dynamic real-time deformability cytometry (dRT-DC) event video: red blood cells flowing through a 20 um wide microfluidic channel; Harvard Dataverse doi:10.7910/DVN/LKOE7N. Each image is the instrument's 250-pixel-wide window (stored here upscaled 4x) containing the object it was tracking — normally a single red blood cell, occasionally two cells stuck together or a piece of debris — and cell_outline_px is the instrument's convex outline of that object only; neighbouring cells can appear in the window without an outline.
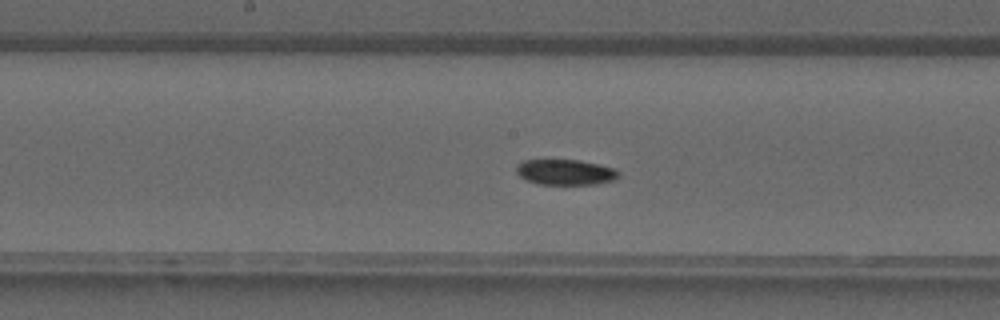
{"species": "common noctule bat (a hibernating species)", "species_latin": "Nyctalus noctula", "temperature_condition": "warm", "stored_images_in_passage": 31, "camera_frame_rate_fps": 3000, "um_per_image_px": 0.085, "animal": {"sex": "male", "forearm_length_mm": 52.5}, "frame": {"image": 1, "passage_image": 12, "time_ms": 3.667, "image_size_px": [1000, 320], "cell_outline_px": [[620, 172], [612, 180], [596, 184], [536, 184], [524, 180], [516, 172], [516, 164], [524, 160], [580, 160], [616, 168]], "centroid_in_image_um": [48.01, 14.63], "position_along_channel_um": 200.2, "area_um2": 15.26}}
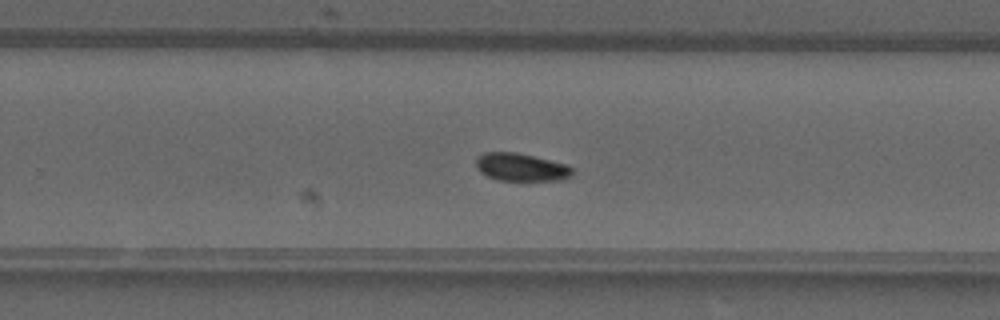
{"frame": {"image": 2, "passage_image": 17, "time_ms": 5.333, "image_size_px": [1000, 320], "cell_outline_px": [[572, 176], [564, 180], [496, 180], [480, 172], [476, 168], [476, 156], [484, 152], [516, 152], [568, 164], [572, 168]], "centroid_in_image_um": [44.28, 14.2], "position_along_channel_um": 285.5, "area_um2": 15.78}}
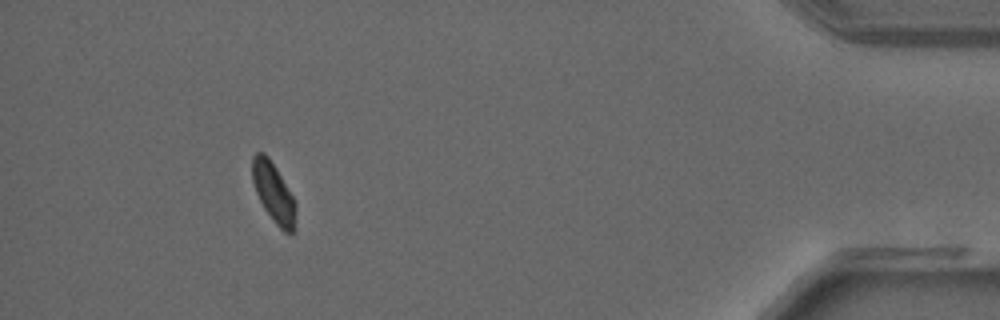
{"frame": {"image": 3, "passage_image": 28, "time_ms": 9.0, "image_size_px": [1000, 320], "cell_outline_px": [[296, 228], [292, 232], [284, 232], [276, 224], [264, 208], [256, 192], [252, 180], [252, 156], [256, 152], [264, 152], [268, 156], [276, 168], [292, 196], [296, 204]], "centroid_in_image_um": [23.25, 16.37], "position_along_channel_um": 411.9, "area_um2": 15.03}}